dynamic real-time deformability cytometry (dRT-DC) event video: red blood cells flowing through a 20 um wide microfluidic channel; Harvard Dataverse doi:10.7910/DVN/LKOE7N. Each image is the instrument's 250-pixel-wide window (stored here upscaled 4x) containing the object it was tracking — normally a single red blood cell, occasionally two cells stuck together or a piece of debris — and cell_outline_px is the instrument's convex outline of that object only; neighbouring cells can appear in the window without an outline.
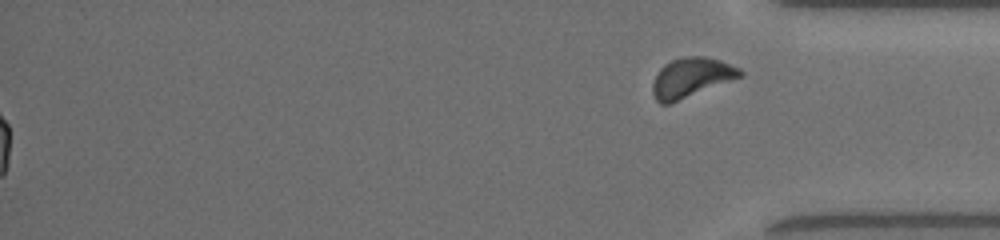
{"species": "common noctule bat (a hibernating species)", "species_latin": "Nyctalus noctula", "temperature_condition": "room temperature", "stored_images_in_passage": 53, "segment_of_instrument_passage": [2, 2], "camera_frame_rate_fps": 3000, "um_per_image_px": 0.085, "animal": {"sex": "female", "body_mass_g": 19.5, "forearm_length_mm": 54.1}, "frame": {"image": 1, "passage_image": 53, "time_ms": 17.333, "image_size_px": [1000, 240], "cell_outline_px": [[744, 76], [668, 104], [660, 104], [656, 100], [652, 92], [652, 84], [660, 68], [664, 64], [672, 60], [688, 56], [704, 56], [720, 60], [740, 68], [744, 72]], "centroid_in_image_um": [58.77, 6.59], "position_along_channel_um": 376.4, "area_um2": 20.11}}